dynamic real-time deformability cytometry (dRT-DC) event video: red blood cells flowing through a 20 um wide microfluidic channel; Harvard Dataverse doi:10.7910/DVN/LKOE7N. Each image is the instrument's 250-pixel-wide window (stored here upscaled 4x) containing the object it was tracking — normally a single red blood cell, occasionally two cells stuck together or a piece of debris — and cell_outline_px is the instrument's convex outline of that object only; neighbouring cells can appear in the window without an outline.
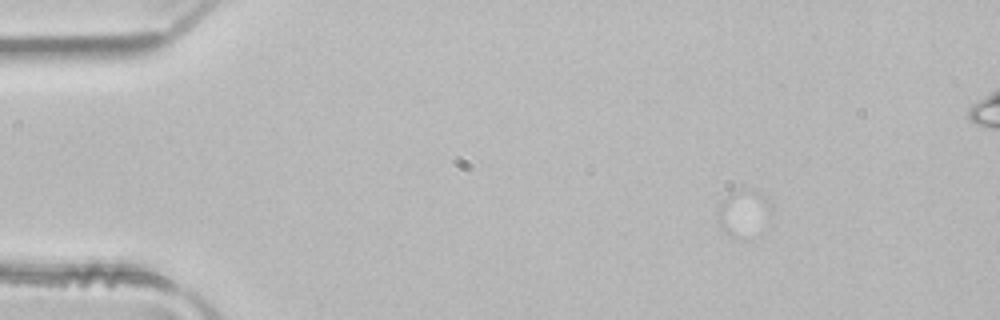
{"species": "common noctule bat (a hibernating species)", "species_latin": "Nyctalus noctula", "temperature_condition": "room temperature", "stored_images_in_passage": 4, "segment_of_instrument_passage": [1, 2], "camera_frame_rate_fps": 3000, "um_per_image_px": 0.085, "animal": {"sex": "male", "body_mass_g": 21.5, "forearm_length_mm": 52.0}, "frame": {"image": 1, "passage_image": 1, "time_ms": 0.0, "image_size_px": [1000, 320], "cell_outline_px": [[772, 208], [768, 220], [744, 240], [728, 232], [720, 224], [716, 212], [720, 204], [732, 192], [756, 192], [768, 200], [772, 204]], "centroid_in_image_um": [63.22, 18.12], "position_along_channel_um": 21.8, "area_um2": 13.53}}